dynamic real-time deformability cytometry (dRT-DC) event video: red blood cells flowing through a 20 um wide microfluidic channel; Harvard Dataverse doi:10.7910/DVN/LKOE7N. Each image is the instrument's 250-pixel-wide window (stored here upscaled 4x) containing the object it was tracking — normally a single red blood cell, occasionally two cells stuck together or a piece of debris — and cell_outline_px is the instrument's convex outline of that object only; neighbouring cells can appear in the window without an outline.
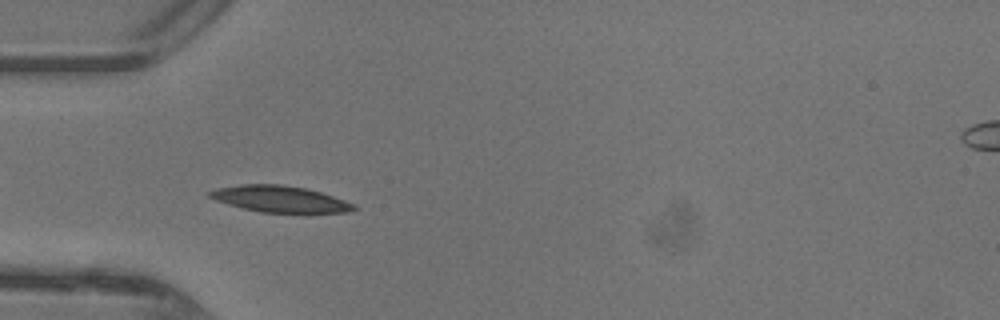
{"species": "common noctule bat (a hibernating species)", "species_latin": "Nyctalus noctula", "temperature_condition": "warm", "stored_images_in_passage": 22, "camera_frame_rate_fps": 3000, "um_per_image_px": 0.085, "animal": {"sex": "female"}, "frame": {"image": 1, "passage_image": 3, "time_ms": 0.667, "image_size_px": [1000, 320], "cell_outline_px": [[356, 208], [348, 212], [260, 212], [228, 204], [216, 200], [208, 196], [208, 192], [216, 188], [244, 184], [280, 184], [304, 188], [320, 192], [344, 200], [352, 204]], "centroid_in_image_um": [23.74, 16.9], "position_along_channel_um": 61.3, "area_um2": 21.68}}
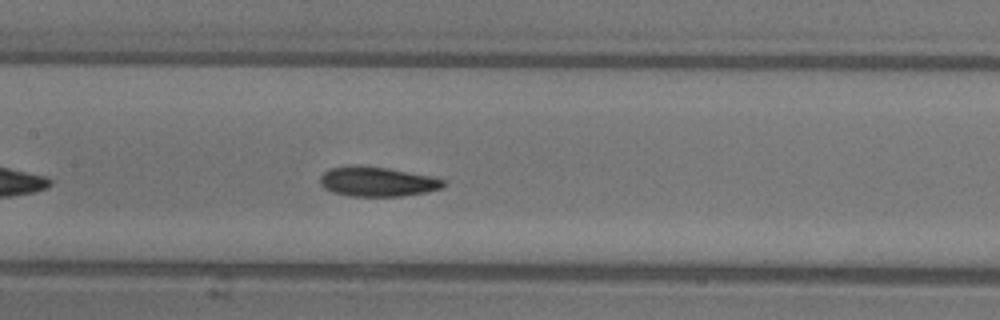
{"frame": {"image": 2, "passage_image": 11, "time_ms": 3.333, "image_size_px": [1000, 320], "cell_outline_px": [[448, 184], [440, 188], [424, 192], [400, 196], [348, 196], [332, 192], [324, 188], [320, 184], [320, 176], [328, 168], [348, 164], [352, 164], [388, 168], [432, 176], [448, 180]], "centroid_in_image_um": [32.04, 15.42], "position_along_channel_um": 175.4, "area_um2": 21.68}}
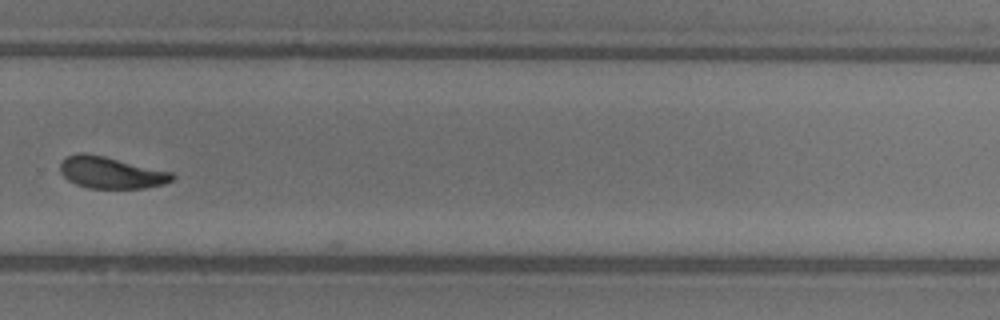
{"frame": {"image": 3, "passage_image": 21, "time_ms": 6.667, "image_size_px": [1000, 320], "cell_outline_px": [[176, 176], [172, 180], [164, 184], [144, 188], [88, 188], [76, 184], [68, 180], [60, 172], [60, 164], [68, 156], [76, 152], [84, 152], [104, 156], [172, 172]], "centroid_in_image_um": [9.43, 14.67], "position_along_channel_um": 320.4, "area_um2": 20.63}}